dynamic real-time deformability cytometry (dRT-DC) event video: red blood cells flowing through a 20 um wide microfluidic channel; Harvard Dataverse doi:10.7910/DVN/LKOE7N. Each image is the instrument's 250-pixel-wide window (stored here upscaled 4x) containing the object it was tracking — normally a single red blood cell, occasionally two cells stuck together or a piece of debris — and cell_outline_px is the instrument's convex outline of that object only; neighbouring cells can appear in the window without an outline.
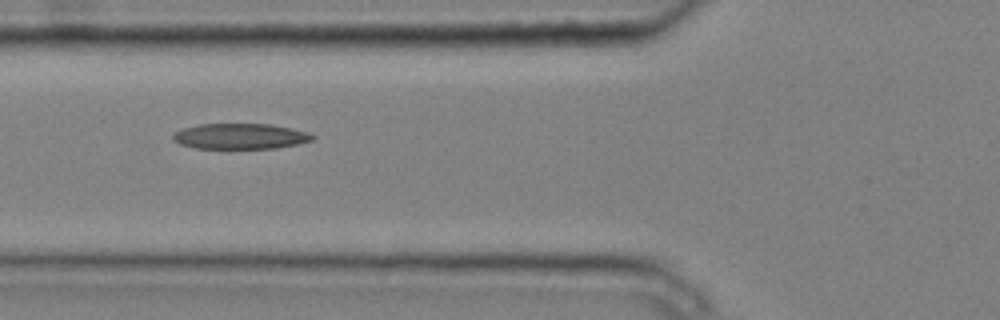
{"species": "common noctule bat (a hibernating species)", "species_latin": "Nyctalus noctula", "temperature_condition": "cold", "stored_images_in_passage": 2, "camera_frame_rate_fps": 3000, "um_per_image_px": 0.085, "animal": {"sex": "male", "body_mass_g": 20.4}, "frame": {"image": 1, "passage_image": 2, "time_ms": 0.333, "image_size_px": [1000, 320], "cell_outline_px": [[316, 136], [312, 140], [296, 144], [276, 148], [196, 148], [180, 144], [172, 140], [172, 136], [176, 132], [184, 128], [200, 124], [272, 124], [292, 128], [308, 132]], "centroid_in_image_um": [20.44, 11.58], "position_along_channel_um": 105.4, "area_um2": 20.69}}